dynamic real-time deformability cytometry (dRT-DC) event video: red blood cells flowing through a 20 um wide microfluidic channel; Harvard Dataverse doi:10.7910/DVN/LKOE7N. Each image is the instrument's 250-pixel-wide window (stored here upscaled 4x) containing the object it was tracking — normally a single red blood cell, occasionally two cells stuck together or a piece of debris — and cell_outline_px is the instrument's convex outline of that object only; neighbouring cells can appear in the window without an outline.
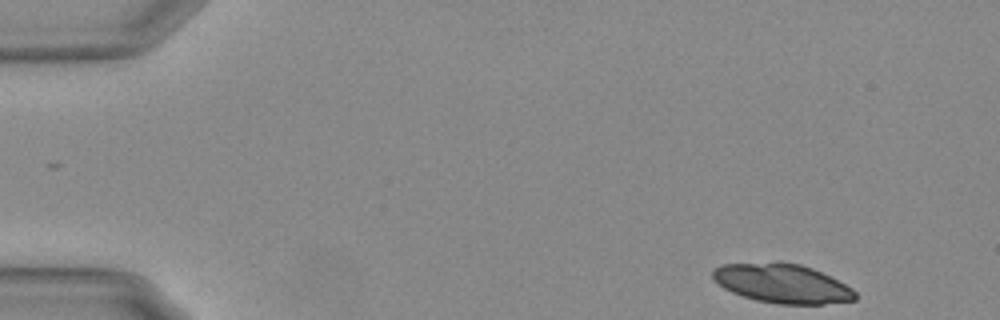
{"species": "Egyptian fruit bat (a non-hibernating species)", "species_latin": "Rousettus aegyptiacus", "temperature_condition": "warm", "stored_images_in_passage": 32, "camera_frame_rate_fps": 3000, "um_per_image_px": 0.085, "animal": {"sex": "female"}, "frame": {"image": 1, "passage_image": 1, "time_ms": 0.0, "image_size_px": [1000, 320], "cell_outline_px": [[856, 300], [824, 304], [776, 304], [756, 300], [732, 292], [724, 288], [712, 276], [712, 272], [720, 264], [780, 260], [800, 264], [812, 268], [852, 288], [856, 292]], "centroid_in_image_um": [66.47, 24.07], "position_along_channel_um": 18.5, "area_um2": 32.71}}